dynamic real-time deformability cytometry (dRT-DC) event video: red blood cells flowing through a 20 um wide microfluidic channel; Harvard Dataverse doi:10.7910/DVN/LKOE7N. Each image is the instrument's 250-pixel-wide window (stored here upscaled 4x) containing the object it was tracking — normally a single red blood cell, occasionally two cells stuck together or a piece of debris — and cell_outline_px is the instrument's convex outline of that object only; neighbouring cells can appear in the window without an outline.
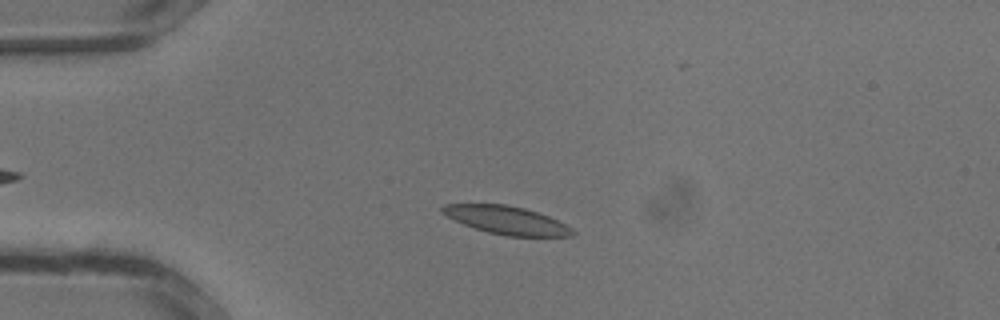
{"species": "common noctule bat (a hibernating species)", "species_latin": "Nyctalus noctula", "temperature_condition": "warm", "stored_images_in_passage": 22, "camera_frame_rate_fps": 3000, "um_per_image_px": 0.085, "animal": {"sex": "male", "body_mass_g": 13.3}, "frame": {"image": 1, "passage_image": 2, "time_ms": 0.333, "image_size_px": [1000, 320], "cell_outline_px": [[576, 232], [572, 236], [508, 236], [488, 232], [464, 224], [440, 212], [440, 208], [444, 204], [508, 204], [524, 208], [548, 216], [572, 228]], "centroid_in_image_um": [43.06, 18.71], "position_along_channel_um": 41.9, "area_um2": 21.04}}
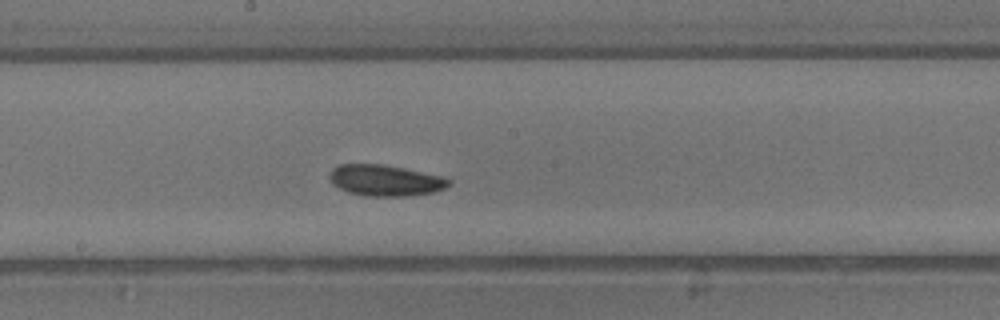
{"frame": {"image": 2, "passage_image": 12, "time_ms": 3.667, "image_size_px": [1000, 320], "cell_outline_px": [[452, 184], [444, 188], [432, 192], [408, 196], [364, 196], [348, 192], [332, 184], [328, 176], [332, 168], [340, 164], [384, 164], [444, 176], [452, 180]], "centroid_in_image_um": [32.75, 15.33], "position_along_channel_um": 215.4, "area_um2": 21.85}}
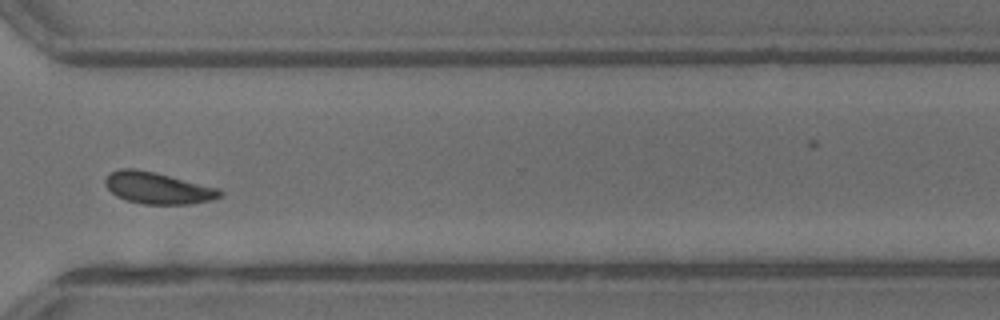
{"frame": {"image": 3, "passage_image": 19, "time_ms": 6.0, "image_size_px": [1000, 320], "cell_outline_px": [[224, 196], [212, 200], [188, 204], [144, 204], [128, 200], [116, 196], [104, 184], [104, 180], [112, 172], [120, 168], [132, 168], [156, 172], [220, 188], [224, 192]], "centroid_in_image_um": [13.47, 15.98], "position_along_channel_um": 357.1, "area_um2": 21.27}}